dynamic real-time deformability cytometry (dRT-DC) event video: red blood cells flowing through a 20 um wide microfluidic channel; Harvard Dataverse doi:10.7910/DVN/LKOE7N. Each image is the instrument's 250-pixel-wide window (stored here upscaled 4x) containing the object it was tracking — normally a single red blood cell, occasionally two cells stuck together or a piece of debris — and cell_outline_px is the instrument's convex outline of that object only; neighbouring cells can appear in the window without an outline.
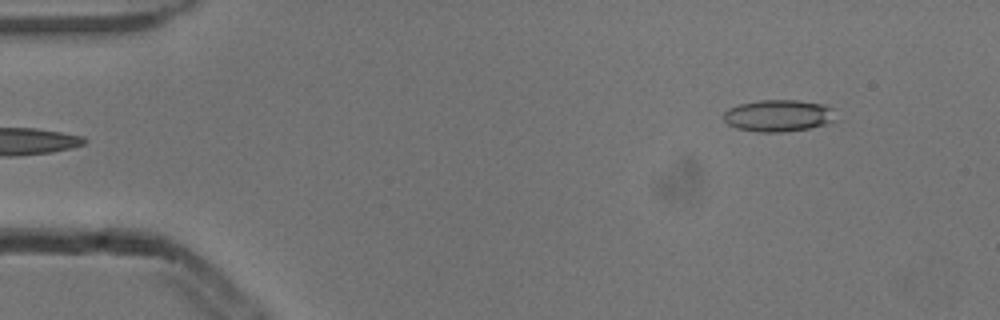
{"species": "common noctule bat (a hibernating species)", "species_latin": "Nyctalus noctula", "temperature_condition": "cold", "stored_images_in_passage": 7, "camera_frame_rate_fps": 3000, "um_per_image_px": 0.085, "animal": {"sex": "male", "body_mass_g": 13.3}, "frame": {"image": 1, "passage_image": 7, "time_ms": 2.0, "image_size_px": [1000, 320], "cell_outline_px": [[836, 124], [784, 132], [760, 132], [736, 128], [728, 124], [724, 120], [724, 112], [728, 108], [740, 104], [760, 100], [800, 100], [824, 104], [832, 108], [836, 120]], "centroid_in_image_um": [66.24, 9.84], "position_along_channel_um": 18.8, "area_um2": 21.21}}